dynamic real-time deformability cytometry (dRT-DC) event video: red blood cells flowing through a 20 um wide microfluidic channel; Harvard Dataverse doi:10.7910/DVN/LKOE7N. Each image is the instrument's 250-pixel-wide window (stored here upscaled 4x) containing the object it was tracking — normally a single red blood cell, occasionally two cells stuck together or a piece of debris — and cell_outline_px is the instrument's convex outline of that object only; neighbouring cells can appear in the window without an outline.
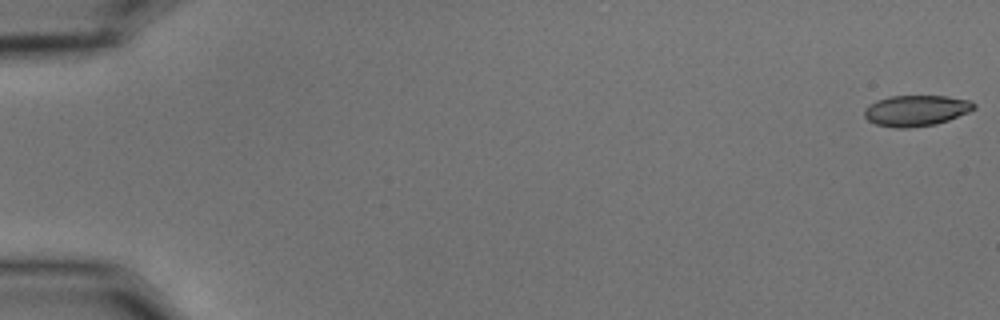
{"species": "common noctule bat (a hibernating species)", "species_latin": "Nyctalus noctula", "temperature_condition": "cold", "stored_images_in_passage": 57, "camera_frame_rate_fps": 3000, "um_per_image_px": 0.085, "animal": {"sex": "male", "body_mass_g": 15.6}, "frame": {"image": 1, "passage_image": 1, "time_ms": 0.0, "image_size_px": [1000, 320], "cell_outline_px": [[976, 108], [968, 112], [948, 120], [936, 124], [908, 128], [896, 128], [876, 124], [868, 120], [864, 116], [864, 108], [868, 104], [876, 100], [888, 96], [948, 96], [968, 100], [976, 104]], "centroid_in_image_um": [77.84, 9.39], "position_along_channel_um": 7.2, "area_um2": 19.83}}
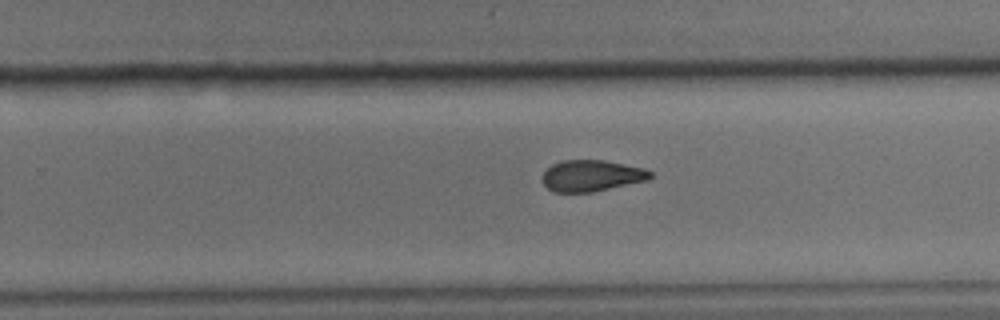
{"frame": {"image": 2, "passage_image": 37, "time_ms": 12.0, "image_size_px": [1000, 320], "cell_outline_px": [[652, 176], [648, 180], [592, 192], [552, 192], [544, 184], [544, 172], [552, 164], [560, 160], [604, 160], [644, 168], [652, 172]], "centroid_in_image_um": [50.29, 14.93], "position_along_channel_um": 279.5, "area_um2": 19.59}}
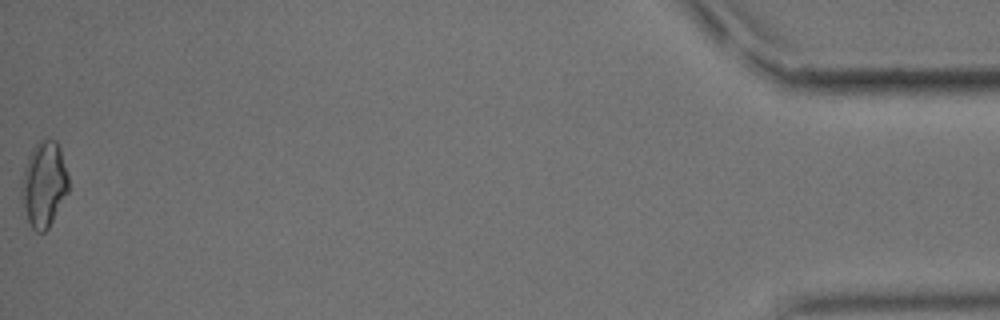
{"frame": {"image": 3, "passage_image": 57, "time_ms": 18.667, "image_size_px": [1000, 320], "cell_outline_px": [[68, 192], [48, 228], [44, 232], [36, 232], [32, 228], [28, 220], [24, 208], [20, 188], [24, 168], [28, 156], [32, 148], [44, 136], [48, 136], [56, 140], [60, 148], [68, 176]], "centroid_in_image_um": [3.73, 15.61], "position_along_channel_um": 431.5, "area_um2": 23.47}, "authors_computed_cell_mechanics": {"area_um2": 20.808, "velocity_mm_per_s": 3.6008, "shape_relaxation_time_tau1_ms": 7.1994, "shape_relaxation_time_tau2_ms": 4.4822, "deformation_change_tau1": 0.1468, "deformation_change_tau2": 0.1021}}